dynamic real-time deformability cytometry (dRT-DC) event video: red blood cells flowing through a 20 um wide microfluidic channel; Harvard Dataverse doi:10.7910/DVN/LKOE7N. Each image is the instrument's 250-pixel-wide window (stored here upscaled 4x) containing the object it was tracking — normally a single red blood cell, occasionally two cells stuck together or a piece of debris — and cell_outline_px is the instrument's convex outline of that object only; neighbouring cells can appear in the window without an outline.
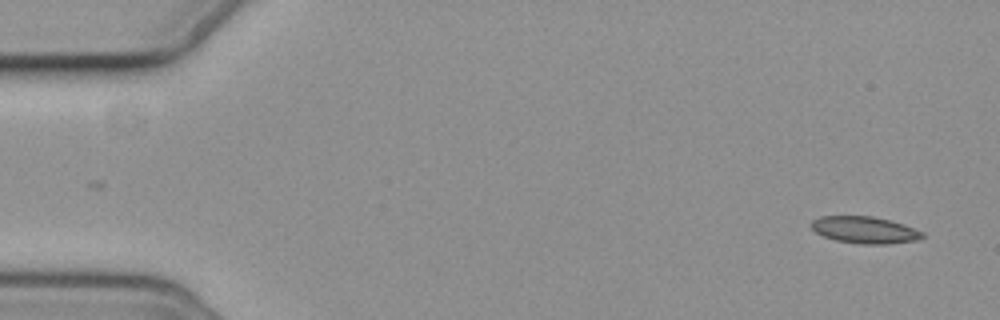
{"species": "common noctule bat (a hibernating species)", "species_latin": "Nyctalus noctula", "temperature_condition": "cold", "stored_images_in_passage": 5, "camera_frame_rate_fps": 3000, "um_per_image_px": 0.085, "animal": {"sex": "female", "body_mass_g": 19.3, "forearm_length_mm": 54.1}, "frame": {"image": 1, "passage_image": 1, "time_ms": 0.0, "image_size_px": [1000, 320], "cell_outline_px": [[924, 236], [916, 240], [888, 244], [860, 244], [836, 240], [824, 236], [816, 232], [812, 228], [812, 220], [820, 216], [872, 216], [904, 224], [924, 232]], "centroid_in_image_um": [73.51, 19.54], "position_along_channel_um": 11.5, "area_um2": 17.28}}